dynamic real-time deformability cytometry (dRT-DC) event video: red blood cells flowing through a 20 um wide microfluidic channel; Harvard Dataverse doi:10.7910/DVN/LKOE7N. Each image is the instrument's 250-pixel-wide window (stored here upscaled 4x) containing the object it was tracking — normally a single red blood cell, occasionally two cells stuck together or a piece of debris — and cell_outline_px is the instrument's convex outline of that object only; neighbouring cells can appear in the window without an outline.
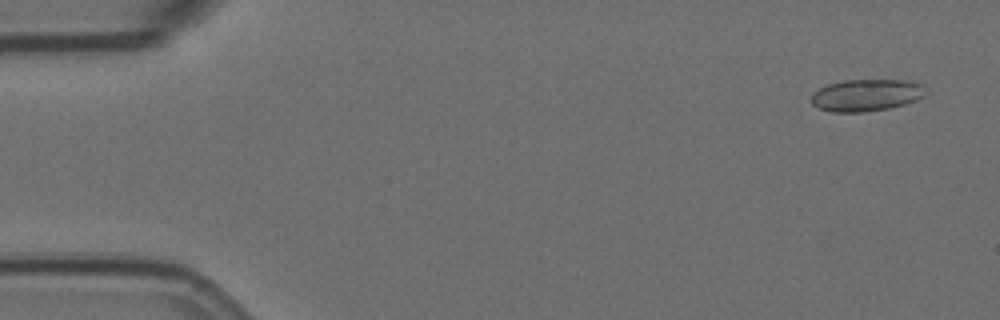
{"species": "Egyptian fruit bat (a non-hibernating species)", "species_latin": "Rousettus aegyptiacus", "temperature_condition": "room temperature", "stored_images_in_passage": 6, "camera_frame_rate_fps": 3000, "um_per_image_px": 0.085, "animal": {"sex": "female"}, "frame": {"image": 1, "passage_image": 1, "time_ms": 0.0, "image_size_px": [1000, 320], "cell_outline_px": [[928, 92], [924, 96], [916, 100], [904, 104], [888, 108], [864, 112], [832, 112], [820, 108], [812, 104], [808, 100], [812, 92], [828, 84], [844, 80], [912, 80], [928, 88]], "centroid_in_image_um": [73.64, 8.08], "position_along_channel_um": 11.4, "area_um2": 21.62}}
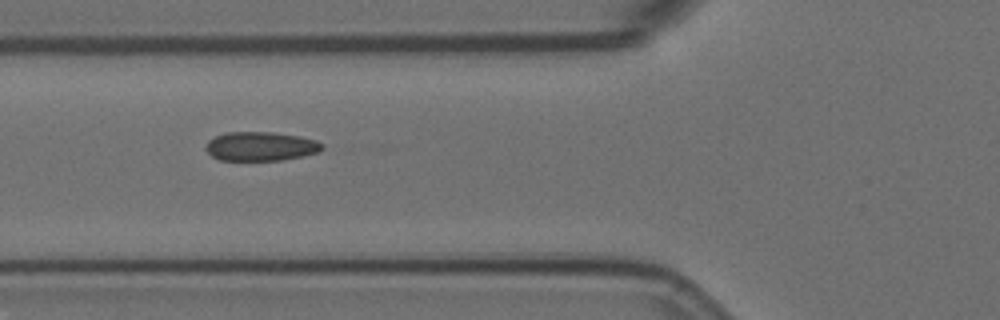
{"frame": {"image": 2, "passage_image": 5, "time_ms": 1.333, "image_size_px": [1000, 320], "cell_outline_px": [[324, 148], [316, 152], [300, 156], [280, 160], [220, 160], [212, 156], [204, 148], [208, 140], [216, 136], [228, 132], [272, 132], [300, 136], [316, 140], [324, 144]], "centroid_in_image_um": [22.14, 12.43], "position_along_channel_um": 103.7, "area_um2": 19.59}}
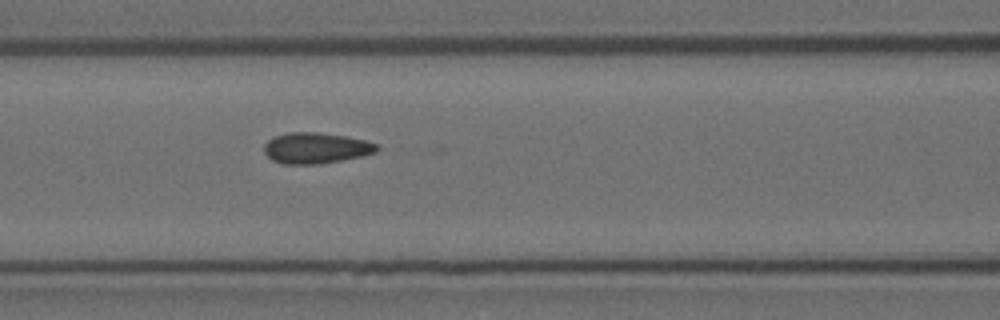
{"frame": {"image": 3, "passage_image": 6, "time_ms": 1.667, "image_size_px": [1000, 320], "cell_outline_px": [[380, 148], [376, 152], [360, 156], [320, 164], [284, 164], [272, 160], [264, 152], [264, 144], [268, 140], [276, 136], [288, 132], [316, 132], [344, 136], [364, 140], [376, 144]], "centroid_in_image_um": [26.82, 12.58], "position_along_channel_um": 139.8, "area_um2": 20.11}}